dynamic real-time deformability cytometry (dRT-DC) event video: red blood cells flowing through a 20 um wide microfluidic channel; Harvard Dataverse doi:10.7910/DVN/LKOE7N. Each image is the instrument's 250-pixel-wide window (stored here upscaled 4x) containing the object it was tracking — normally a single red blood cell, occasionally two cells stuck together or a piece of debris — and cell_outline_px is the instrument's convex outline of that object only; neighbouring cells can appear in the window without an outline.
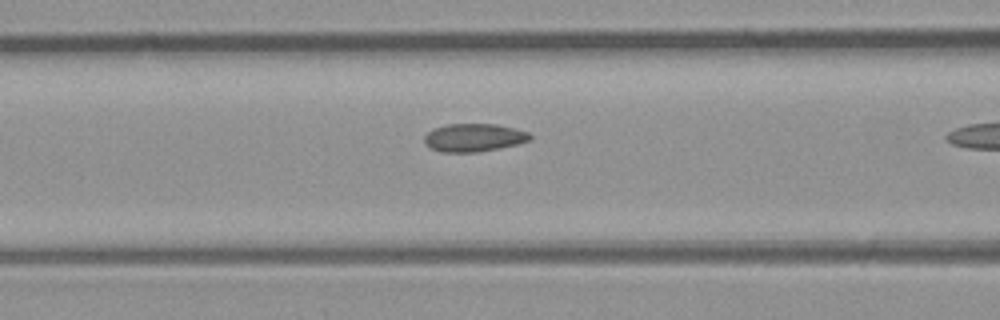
{"species": "common noctule bat (a hibernating species)", "species_latin": "Nyctalus noctula", "temperature_condition": "room temperature", "stored_images_in_passage": 7, "camera_frame_rate_fps": 3000, "um_per_image_px": 0.085, "animal": {"sex": "male", "body_mass_g": 23.1, "forearm_length_mm": 52.7}, "frame": {"image": 1, "passage_image": 6, "time_ms": 1.667, "image_size_px": [1000, 320], "cell_outline_px": [[532, 140], [500, 148], [476, 152], [440, 152], [428, 148], [424, 144], [424, 136], [432, 128], [448, 124], [496, 124], [516, 128], [528, 132], [532, 136]], "centroid_in_image_um": [40.25, 11.7], "position_along_channel_um": 126.3, "area_um2": 17.51}}